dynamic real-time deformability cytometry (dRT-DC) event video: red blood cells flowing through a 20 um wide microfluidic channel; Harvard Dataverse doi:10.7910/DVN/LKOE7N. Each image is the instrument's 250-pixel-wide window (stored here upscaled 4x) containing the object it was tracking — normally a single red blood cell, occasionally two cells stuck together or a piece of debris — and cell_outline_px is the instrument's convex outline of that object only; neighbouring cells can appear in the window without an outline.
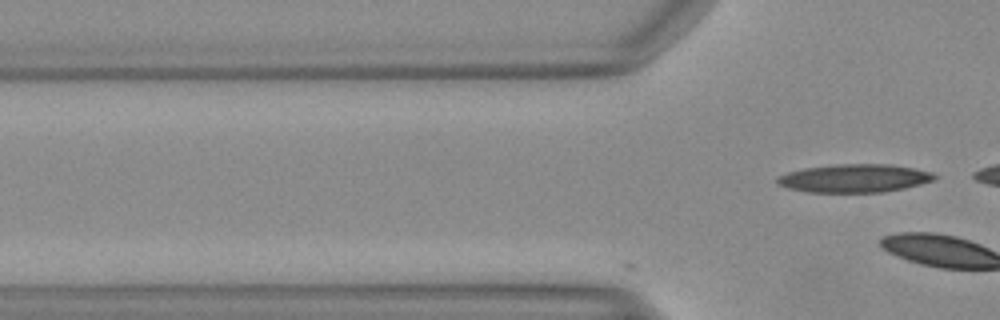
{"species": "Egyptian fruit bat (a non-hibernating species)", "species_latin": "Rousettus aegyptiacus", "temperature_condition": "warm", "stored_images_in_passage": 9, "camera_frame_rate_fps": 3000, "um_per_image_px": 0.085, "animal": {"sex": "female"}, "frame": {"image": 1, "passage_image": 9, "time_ms": 2.667, "image_size_px": [1000, 320], "cell_outline_px": [[936, 176], [932, 180], [920, 184], [904, 188], [880, 192], [808, 192], [788, 188], [776, 184], [776, 176], [788, 172], [804, 168], [840, 164], [888, 164], [912, 168], [932, 172]], "centroid_in_image_um": [72.56, 15.15], "position_along_channel_um": 53.2, "area_um2": 25.66}}